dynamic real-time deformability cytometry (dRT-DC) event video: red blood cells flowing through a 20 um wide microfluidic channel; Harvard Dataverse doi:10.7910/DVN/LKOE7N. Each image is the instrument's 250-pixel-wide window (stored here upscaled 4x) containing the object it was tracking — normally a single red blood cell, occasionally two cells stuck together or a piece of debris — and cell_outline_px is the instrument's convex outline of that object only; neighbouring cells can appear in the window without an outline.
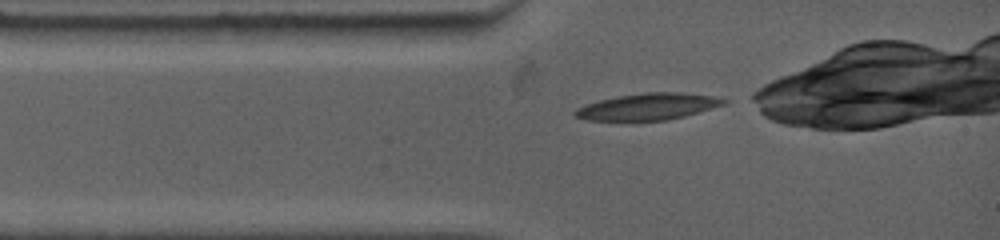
{"species": "common noctule bat (a hibernating species)", "species_latin": "Nyctalus noctula", "temperature_condition": "warm", "stored_images_in_passage": 9, "camera_frame_rate_fps": 4500, "um_per_image_px": 0.085, "animal": {"sex": "female", "body_mass_g": 19.0, "forearm_length_mm": 53.3}, "frame": {"image": 1, "passage_image": 1, "time_ms": 0.0, "image_size_px": [1000, 240], "cell_outline_px": [[732, 100], [724, 104], [684, 116], [668, 120], [588, 120], [572, 116], [572, 112], [576, 108], [584, 104], [600, 100], [620, 96], [644, 92], [680, 92], [712, 96]], "centroid_in_image_um": [55.05, 9.06], "position_along_channel_um": 29.9, "area_um2": 22.95}}
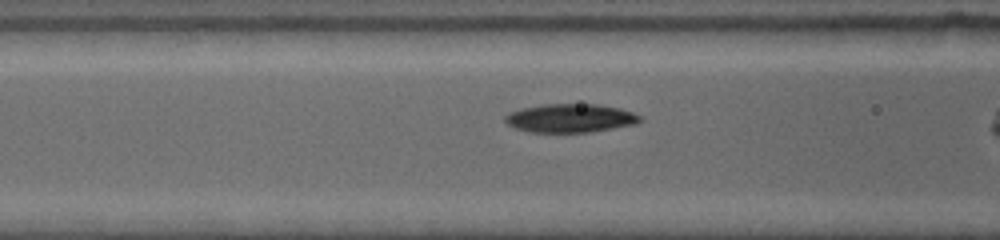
{"frame": {"image": 2, "passage_image": 6, "time_ms": 2.444, "image_size_px": [1000, 240], "cell_outline_px": [[640, 120], [636, 124], [592, 132], [528, 132], [516, 128], [508, 124], [504, 120], [504, 116], [508, 112], [520, 108], [544, 104], [596, 104], [620, 108], [632, 112], [640, 116]], "centroid_in_image_um": [48.44, 10.04], "position_along_channel_um": 118.2, "area_um2": 22.54}}
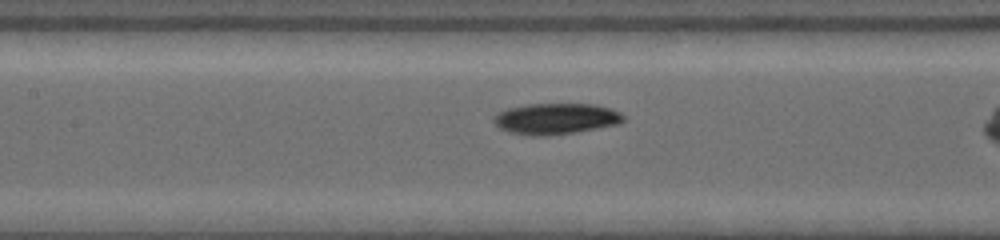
{"frame": {"image": 3, "passage_image": 8, "time_ms": 3.556, "image_size_px": [1000, 240], "cell_outline_px": [[624, 120], [620, 124], [576, 132], [548, 136], [528, 136], [508, 132], [500, 128], [492, 120], [492, 116], [496, 112], [508, 108], [528, 104], [592, 104], [612, 108], [620, 112], [624, 116]], "centroid_in_image_um": [47.22, 10.1], "position_along_channel_um": 160.2, "area_um2": 23.81}}